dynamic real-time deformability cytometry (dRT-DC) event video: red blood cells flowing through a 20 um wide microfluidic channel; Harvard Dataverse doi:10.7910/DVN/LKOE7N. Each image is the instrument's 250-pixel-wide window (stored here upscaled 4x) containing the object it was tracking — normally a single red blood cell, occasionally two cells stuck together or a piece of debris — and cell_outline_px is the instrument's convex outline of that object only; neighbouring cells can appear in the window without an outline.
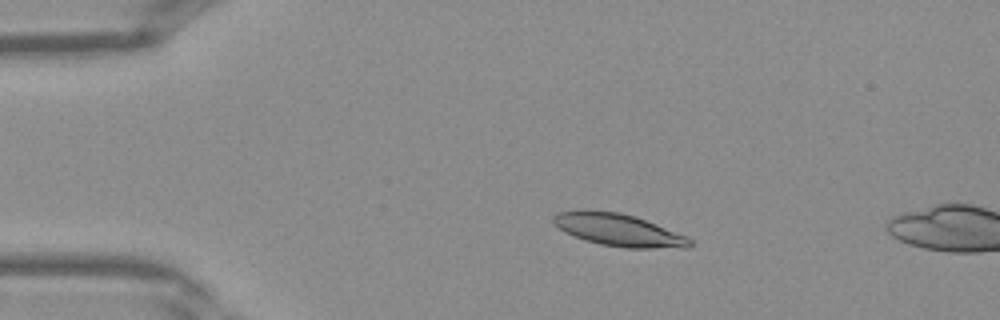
{"species": "Egyptian fruit bat (a non-hibernating species)", "species_latin": "Rousettus aegyptiacus", "temperature_condition": "warm", "stored_images_in_passage": 40, "camera_frame_rate_fps": 3000, "um_per_image_px": 0.085, "frame": {"image": 1, "passage_image": 7, "time_ms": 2.0, "image_size_px": [1000, 320], "cell_outline_px": [[692, 244], [688, 248], [624, 248], [600, 244], [584, 240], [560, 228], [552, 220], [552, 216], [556, 212], [620, 212], [656, 224], [688, 236], [692, 240]], "centroid_in_image_um": [52.68, 19.59], "position_along_channel_um": 32.3, "area_um2": 24.97}}
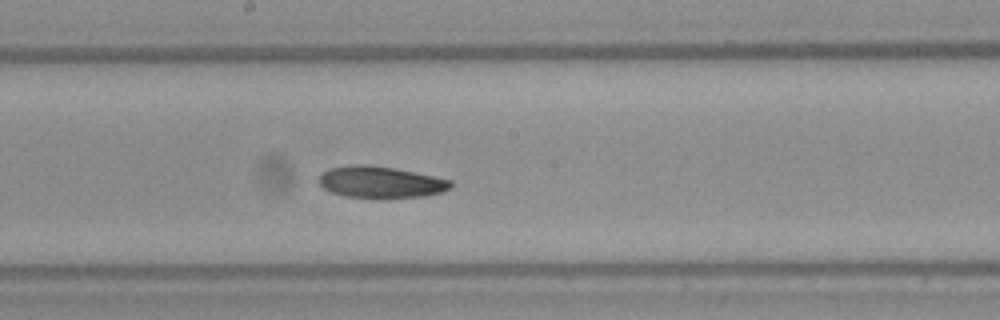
{"frame": {"image": 2, "passage_image": 21, "time_ms": 6.667, "image_size_px": [1000, 320], "cell_outline_px": [[452, 184], [448, 188], [440, 192], [424, 196], [380, 200], [344, 196], [332, 192], [324, 188], [320, 184], [320, 176], [328, 168], [356, 164], [368, 164], [396, 168], [452, 180]], "centroid_in_image_um": [32.35, 15.5], "position_along_channel_um": 215.9, "area_um2": 24.68}}
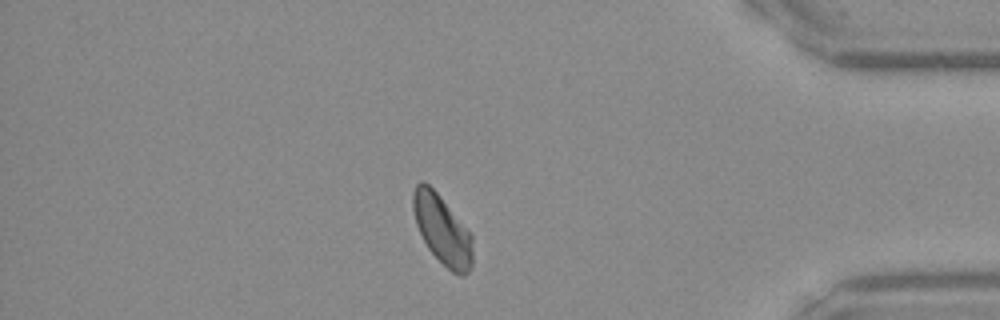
{"frame": {"image": 3, "passage_image": 34, "time_ms": 11.0, "image_size_px": [1000, 320], "cell_outline_px": [[472, 268], [464, 276], [460, 276], [452, 272], [428, 248], [416, 224], [412, 208], [412, 192], [416, 184], [420, 180], [424, 180], [440, 196], [472, 232]], "centroid_in_image_um": [37.6, 19.5], "position_along_channel_um": 397.6, "area_um2": 24.22}}